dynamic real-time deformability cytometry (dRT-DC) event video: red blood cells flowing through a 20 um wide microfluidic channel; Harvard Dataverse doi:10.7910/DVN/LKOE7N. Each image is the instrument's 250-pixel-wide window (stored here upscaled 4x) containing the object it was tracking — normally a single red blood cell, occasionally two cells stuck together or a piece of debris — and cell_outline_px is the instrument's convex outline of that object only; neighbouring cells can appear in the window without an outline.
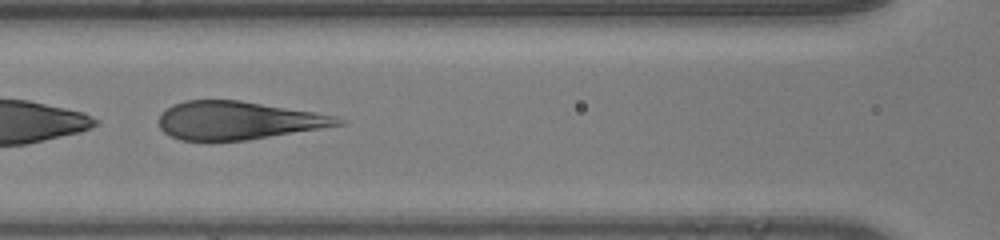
{"species": "human", "species_latin": "Homo sapiens", "temperature_condition": "room temperature", "stored_images_in_passage": 35, "camera_frame_rate_fps": 3000, "um_per_image_px": 0.085, "donor": {"sex": "male"}, "frame": {"image": 1, "passage_image": 32, "time_ms": 10.333, "image_size_px": [1000, 240], "cell_outline_px": [[348, 124], [244, 140], [180, 140], [164, 132], [160, 128], [160, 116], [172, 104], [184, 100], [240, 100], [336, 116], [344, 120]], "centroid_in_image_um": [20.24, 10.23], "position_along_channel_um": 146.4, "area_um2": 39.3}}